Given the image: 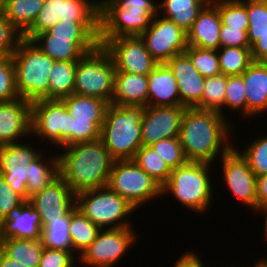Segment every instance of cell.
I'll return each mask as SVG.
<instances>
[{
    "instance_id": "1",
    "label": "cell",
    "mask_w": 267,
    "mask_h": 267,
    "mask_svg": "<svg viewBox=\"0 0 267 267\" xmlns=\"http://www.w3.org/2000/svg\"><path fill=\"white\" fill-rule=\"evenodd\" d=\"M229 121L219 112L186 107L178 138L187 161L213 164L229 152L234 147Z\"/></svg>"
},
{
    "instance_id": "2",
    "label": "cell",
    "mask_w": 267,
    "mask_h": 267,
    "mask_svg": "<svg viewBox=\"0 0 267 267\" xmlns=\"http://www.w3.org/2000/svg\"><path fill=\"white\" fill-rule=\"evenodd\" d=\"M60 149L63 151L57 154L59 176L75 195L107 186L114 160L101 139Z\"/></svg>"
},
{
    "instance_id": "3",
    "label": "cell",
    "mask_w": 267,
    "mask_h": 267,
    "mask_svg": "<svg viewBox=\"0 0 267 267\" xmlns=\"http://www.w3.org/2000/svg\"><path fill=\"white\" fill-rule=\"evenodd\" d=\"M145 107L110 104L101 127V140L115 160H133L142 146L141 123Z\"/></svg>"
},
{
    "instance_id": "4",
    "label": "cell",
    "mask_w": 267,
    "mask_h": 267,
    "mask_svg": "<svg viewBox=\"0 0 267 267\" xmlns=\"http://www.w3.org/2000/svg\"><path fill=\"white\" fill-rule=\"evenodd\" d=\"M211 165L213 164L187 161L173 169L169 180L161 188L162 196L171 193L169 195L174 196L183 207L205 214L211 206L215 192L212 190L214 184L211 179Z\"/></svg>"
},
{
    "instance_id": "5",
    "label": "cell",
    "mask_w": 267,
    "mask_h": 267,
    "mask_svg": "<svg viewBox=\"0 0 267 267\" xmlns=\"http://www.w3.org/2000/svg\"><path fill=\"white\" fill-rule=\"evenodd\" d=\"M11 57L19 97L31 103L49 99V76L54 60L44 54L34 42L24 38Z\"/></svg>"
},
{
    "instance_id": "6",
    "label": "cell",
    "mask_w": 267,
    "mask_h": 267,
    "mask_svg": "<svg viewBox=\"0 0 267 267\" xmlns=\"http://www.w3.org/2000/svg\"><path fill=\"white\" fill-rule=\"evenodd\" d=\"M115 73L110 53L102 45H98L77 61L73 94L102 99L111 104Z\"/></svg>"
},
{
    "instance_id": "7",
    "label": "cell",
    "mask_w": 267,
    "mask_h": 267,
    "mask_svg": "<svg viewBox=\"0 0 267 267\" xmlns=\"http://www.w3.org/2000/svg\"><path fill=\"white\" fill-rule=\"evenodd\" d=\"M76 207L100 229L132 227L128 216L136 209L108 186L76 194Z\"/></svg>"
},
{
    "instance_id": "8",
    "label": "cell",
    "mask_w": 267,
    "mask_h": 267,
    "mask_svg": "<svg viewBox=\"0 0 267 267\" xmlns=\"http://www.w3.org/2000/svg\"><path fill=\"white\" fill-rule=\"evenodd\" d=\"M31 135L59 150L72 145V115L62 100L40 99L31 103Z\"/></svg>"
},
{
    "instance_id": "9",
    "label": "cell",
    "mask_w": 267,
    "mask_h": 267,
    "mask_svg": "<svg viewBox=\"0 0 267 267\" xmlns=\"http://www.w3.org/2000/svg\"><path fill=\"white\" fill-rule=\"evenodd\" d=\"M107 186L138 211L140 206L162 195V187L134 160L113 161Z\"/></svg>"
},
{
    "instance_id": "10",
    "label": "cell",
    "mask_w": 267,
    "mask_h": 267,
    "mask_svg": "<svg viewBox=\"0 0 267 267\" xmlns=\"http://www.w3.org/2000/svg\"><path fill=\"white\" fill-rule=\"evenodd\" d=\"M157 13V9L120 8L113 0H99V45L116 37L140 36Z\"/></svg>"
},
{
    "instance_id": "11",
    "label": "cell",
    "mask_w": 267,
    "mask_h": 267,
    "mask_svg": "<svg viewBox=\"0 0 267 267\" xmlns=\"http://www.w3.org/2000/svg\"><path fill=\"white\" fill-rule=\"evenodd\" d=\"M61 20L71 23H99V0H44L33 25L23 34L32 40Z\"/></svg>"
},
{
    "instance_id": "12",
    "label": "cell",
    "mask_w": 267,
    "mask_h": 267,
    "mask_svg": "<svg viewBox=\"0 0 267 267\" xmlns=\"http://www.w3.org/2000/svg\"><path fill=\"white\" fill-rule=\"evenodd\" d=\"M133 227L101 229L96 239L78 256V263L88 267H112L137 241Z\"/></svg>"
},
{
    "instance_id": "13",
    "label": "cell",
    "mask_w": 267,
    "mask_h": 267,
    "mask_svg": "<svg viewBox=\"0 0 267 267\" xmlns=\"http://www.w3.org/2000/svg\"><path fill=\"white\" fill-rule=\"evenodd\" d=\"M151 56L159 63H166L188 47L187 32L170 19L157 14L149 28L140 35Z\"/></svg>"
},
{
    "instance_id": "14",
    "label": "cell",
    "mask_w": 267,
    "mask_h": 267,
    "mask_svg": "<svg viewBox=\"0 0 267 267\" xmlns=\"http://www.w3.org/2000/svg\"><path fill=\"white\" fill-rule=\"evenodd\" d=\"M25 140L0 146V176L24 200L27 195L28 164L36 160L42 153L24 143Z\"/></svg>"
},
{
    "instance_id": "15",
    "label": "cell",
    "mask_w": 267,
    "mask_h": 267,
    "mask_svg": "<svg viewBox=\"0 0 267 267\" xmlns=\"http://www.w3.org/2000/svg\"><path fill=\"white\" fill-rule=\"evenodd\" d=\"M103 47L110 53L116 72L148 75L159 64L140 36L112 38Z\"/></svg>"
},
{
    "instance_id": "16",
    "label": "cell",
    "mask_w": 267,
    "mask_h": 267,
    "mask_svg": "<svg viewBox=\"0 0 267 267\" xmlns=\"http://www.w3.org/2000/svg\"><path fill=\"white\" fill-rule=\"evenodd\" d=\"M222 163L223 181L226 188L235 196L244 206L257 208L256 199V175L250 169L247 160L240 154L235 146L219 161Z\"/></svg>"
},
{
    "instance_id": "17",
    "label": "cell",
    "mask_w": 267,
    "mask_h": 267,
    "mask_svg": "<svg viewBox=\"0 0 267 267\" xmlns=\"http://www.w3.org/2000/svg\"><path fill=\"white\" fill-rule=\"evenodd\" d=\"M185 106H147L141 123L143 146L159 140L179 137Z\"/></svg>"
},
{
    "instance_id": "18",
    "label": "cell",
    "mask_w": 267,
    "mask_h": 267,
    "mask_svg": "<svg viewBox=\"0 0 267 267\" xmlns=\"http://www.w3.org/2000/svg\"><path fill=\"white\" fill-rule=\"evenodd\" d=\"M29 202L41 217L42 227L64 216L75 204L76 195L59 176L50 185L33 194Z\"/></svg>"
},
{
    "instance_id": "19",
    "label": "cell",
    "mask_w": 267,
    "mask_h": 267,
    "mask_svg": "<svg viewBox=\"0 0 267 267\" xmlns=\"http://www.w3.org/2000/svg\"><path fill=\"white\" fill-rule=\"evenodd\" d=\"M31 136V102L18 98L0 102V146Z\"/></svg>"
},
{
    "instance_id": "20",
    "label": "cell",
    "mask_w": 267,
    "mask_h": 267,
    "mask_svg": "<svg viewBox=\"0 0 267 267\" xmlns=\"http://www.w3.org/2000/svg\"><path fill=\"white\" fill-rule=\"evenodd\" d=\"M31 41L54 61H78L99 45V38H62L47 31L37 34Z\"/></svg>"
},
{
    "instance_id": "21",
    "label": "cell",
    "mask_w": 267,
    "mask_h": 267,
    "mask_svg": "<svg viewBox=\"0 0 267 267\" xmlns=\"http://www.w3.org/2000/svg\"><path fill=\"white\" fill-rule=\"evenodd\" d=\"M42 221L29 200L14 207L0 222V240L9 238L38 240L41 238Z\"/></svg>"
},
{
    "instance_id": "22",
    "label": "cell",
    "mask_w": 267,
    "mask_h": 267,
    "mask_svg": "<svg viewBox=\"0 0 267 267\" xmlns=\"http://www.w3.org/2000/svg\"><path fill=\"white\" fill-rule=\"evenodd\" d=\"M177 80L181 103L194 107L203 95L204 78L193 66L189 56L183 52L165 63Z\"/></svg>"
},
{
    "instance_id": "23",
    "label": "cell",
    "mask_w": 267,
    "mask_h": 267,
    "mask_svg": "<svg viewBox=\"0 0 267 267\" xmlns=\"http://www.w3.org/2000/svg\"><path fill=\"white\" fill-rule=\"evenodd\" d=\"M220 30L221 19L218 9L209 1L187 32L188 45L218 50L221 47Z\"/></svg>"
},
{
    "instance_id": "24",
    "label": "cell",
    "mask_w": 267,
    "mask_h": 267,
    "mask_svg": "<svg viewBox=\"0 0 267 267\" xmlns=\"http://www.w3.org/2000/svg\"><path fill=\"white\" fill-rule=\"evenodd\" d=\"M147 106H184L177 80L165 64H158L148 75Z\"/></svg>"
},
{
    "instance_id": "25",
    "label": "cell",
    "mask_w": 267,
    "mask_h": 267,
    "mask_svg": "<svg viewBox=\"0 0 267 267\" xmlns=\"http://www.w3.org/2000/svg\"><path fill=\"white\" fill-rule=\"evenodd\" d=\"M241 76L245 84L247 118L265 113L267 111V62L253 61Z\"/></svg>"
},
{
    "instance_id": "26",
    "label": "cell",
    "mask_w": 267,
    "mask_h": 267,
    "mask_svg": "<svg viewBox=\"0 0 267 267\" xmlns=\"http://www.w3.org/2000/svg\"><path fill=\"white\" fill-rule=\"evenodd\" d=\"M148 77L127 72H116L111 104L116 106L147 107Z\"/></svg>"
},
{
    "instance_id": "27",
    "label": "cell",
    "mask_w": 267,
    "mask_h": 267,
    "mask_svg": "<svg viewBox=\"0 0 267 267\" xmlns=\"http://www.w3.org/2000/svg\"><path fill=\"white\" fill-rule=\"evenodd\" d=\"M210 0H158L157 14L188 32L199 12ZM163 12V13H162Z\"/></svg>"
},
{
    "instance_id": "28",
    "label": "cell",
    "mask_w": 267,
    "mask_h": 267,
    "mask_svg": "<svg viewBox=\"0 0 267 267\" xmlns=\"http://www.w3.org/2000/svg\"><path fill=\"white\" fill-rule=\"evenodd\" d=\"M75 121L104 122L108 102L89 96L72 94L61 99Z\"/></svg>"
},
{
    "instance_id": "29",
    "label": "cell",
    "mask_w": 267,
    "mask_h": 267,
    "mask_svg": "<svg viewBox=\"0 0 267 267\" xmlns=\"http://www.w3.org/2000/svg\"><path fill=\"white\" fill-rule=\"evenodd\" d=\"M43 153L33 162L28 164L27 175V195L31 197L33 194L41 191L43 188L50 185L56 178L59 177L58 156L46 159Z\"/></svg>"
},
{
    "instance_id": "30",
    "label": "cell",
    "mask_w": 267,
    "mask_h": 267,
    "mask_svg": "<svg viewBox=\"0 0 267 267\" xmlns=\"http://www.w3.org/2000/svg\"><path fill=\"white\" fill-rule=\"evenodd\" d=\"M0 249L11 259L26 267H39L43 253L41 239L26 240L9 238L0 240Z\"/></svg>"
},
{
    "instance_id": "31",
    "label": "cell",
    "mask_w": 267,
    "mask_h": 267,
    "mask_svg": "<svg viewBox=\"0 0 267 267\" xmlns=\"http://www.w3.org/2000/svg\"><path fill=\"white\" fill-rule=\"evenodd\" d=\"M44 0H4V16L24 34L36 20Z\"/></svg>"
},
{
    "instance_id": "32",
    "label": "cell",
    "mask_w": 267,
    "mask_h": 267,
    "mask_svg": "<svg viewBox=\"0 0 267 267\" xmlns=\"http://www.w3.org/2000/svg\"><path fill=\"white\" fill-rule=\"evenodd\" d=\"M101 229L93 224L77 207L71 208L69 233L73 252L78 256L96 239Z\"/></svg>"
},
{
    "instance_id": "33",
    "label": "cell",
    "mask_w": 267,
    "mask_h": 267,
    "mask_svg": "<svg viewBox=\"0 0 267 267\" xmlns=\"http://www.w3.org/2000/svg\"><path fill=\"white\" fill-rule=\"evenodd\" d=\"M77 61H54L49 76V99H63L73 94Z\"/></svg>"
},
{
    "instance_id": "34",
    "label": "cell",
    "mask_w": 267,
    "mask_h": 267,
    "mask_svg": "<svg viewBox=\"0 0 267 267\" xmlns=\"http://www.w3.org/2000/svg\"><path fill=\"white\" fill-rule=\"evenodd\" d=\"M71 209L59 219L49 221L41 230V241L45 248L73 251L69 233Z\"/></svg>"
},
{
    "instance_id": "35",
    "label": "cell",
    "mask_w": 267,
    "mask_h": 267,
    "mask_svg": "<svg viewBox=\"0 0 267 267\" xmlns=\"http://www.w3.org/2000/svg\"><path fill=\"white\" fill-rule=\"evenodd\" d=\"M216 51L220 72L225 76L242 75L254 61L250 48L220 47Z\"/></svg>"
},
{
    "instance_id": "36",
    "label": "cell",
    "mask_w": 267,
    "mask_h": 267,
    "mask_svg": "<svg viewBox=\"0 0 267 267\" xmlns=\"http://www.w3.org/2000/svg\"><path fill=\"white\" fill-rule=\"evenodd\" d=\"M133 160L161 187L169 180L172 170L151 146L142 145Z\"/></svg>"
},
{
    "instance_id": "37",
    "label": "cell",
    "mask_w": 267,
    "mask_h": 267,
    "mask_svg": "<svg viewBox=\"0 0 267 267\" xmlns=\"http://www.w3.org/2000/svg\"><path fill=\"white\" fill-rule=\"evenodd\" d=\"M226 85L227 76L222 73L206 78L201 100L194 107L219 112L223 116Z\"/></svg>"
},
{
    "instance_id": "38",
    "label": "cell",
    "mask_w": 267,
    "mask_h": 267,
    "mask_svg": "<svg viewBox=\"0 0 267 267\" xmlns=\"http://www.w3.org/2000/svg\"><path fill=\"white\" fill-rule=\"evenodd\" d=\"M218 9L221 24L248 30L247 0H210Z\"/></svg>"
},
{
    "instance_id": "39",
    "label": "cell",
    "mask_w": 267,
    "mask_h": 267,
    "mask_svg": "<svg viewBox=\"0 0 267 267\" xmlns=\"http://www.w3.org/2000/svg\"><path fill=\"white\" fill-rule=\"evenodd\" d=\"M185 53L189 56L195 69L204 78H209L221 73L217 51L215 49H201L188 45Z\"/></svg>"
},
{
    "instance_id": "40",
    "label": "cell",
    "mask_w": 267,
    "mask_h": 267,
    "mask_svg": "<svg viewBox=\"0 0 267 267\" xmlns=\"http://www.w3.org/2000/svg\"><path fill=\"white\" fill-rule=\"evenodd\" d=\"M225 107L235 112H240L241 115L243 114L242 117L244 119L247 118L245 84L241 75L227 76V85L223 104V117H227L224 112Z\"/></svg>"
},
{
    "instance_id": "41",
    "label": "cell",
    "mask_w": 267,
    "mask_h": 267,
    "mask_svg": "<svg viewBox=\"0 0 267 267\" xmlns=\"http://www.w3.org/2000/svg\"><path fill=\"white\" fill-rule=\"evenodd\" d=\"M245 146L240 154L247 160L256 177L267 173V134L253 139Z\"/></svg>"
},
{
    "instance_id": "42",
    "label": "cell",
    "mask_w": 267,
    "mask_h": 267,
    "mask_svg": "<svg viewBox=\"0 0 267 267\" xmlns=\"http://www.w3.org/2000/svg\"><path fill=\"white\" fill-rule=\"evenodd\" d=\"M47 32L62 38H99V23H71L61 20Z\"/></svg>"
},
{
    "instance_id": "43",
    "label": "cell",
    "mask_w": 267,
    "mask_h": 267,
    "mask_svg": "<svg viewBox=\"0 0 267 267\" xmlns=\"http://www.w3.org/2000/svg\"><path fill=\"white\" fill-rule=\"evenodd\" d=\"M150 146L167 163L171 170L187 162L178 137L162 139Z\"/></svg>"
},
{
    "instance_id": "44",
    "label": "cell",
    "mask_w": 267,
    "mask_h": 267,
    "mask_svg": "<svg viewBox=\"0 0 267 267\" xmlns=\"http://www.w3.org/2000/svg\"><path fill=\"white\" fill-rule=\"evenodd\" d=\"M15 88V68L11 56L0 57V102L18 99Z\"/></svg>"
},
{
    "instance_id": "45",
    "label": "cell",
    "mask_w": 267,
    "mask_h": 267,
    "mask_svg": "<svg viewBox=\"0 0 267 267\" xmlns=\"http://www.w3.org/2000/svg\"><path fill=\"white\" fill-rule=\"evenodd\" d=\"M23 34L3 15L0 17V56H12Z\"/></svg>"
},
{
    "instance_id": "46",
    "label": "cell",
    "mask_w": 267,
    "mask_h": 267,
    "mask_svg": "<svg viewBox=\"0 0 267 267\" xmlns=\"http://www.w3.org/2000/svg\"><path fill=\"white\" fill-rule=\"evenodd\" d=\"M103 122L75 121L72 116V144L95 141L101 138Z\"/></svg>"
},
{
    "instance_id": "47",
    "label": "cell",
    "mask_w": 267,
    "mask_h": 267,
    "mask_svg": "<svg viewBox=\"0 0 267 267\" xmlns=\"http://www.w3.org/2000/svg\"><path fill=\"white\" fill-rule=\"evenodd\" d=\"M247 14V32H262L267 28V0H247Z\"/></svg>"
},
{
    "instance_id": "48",
    "label": "cell",
    "mask_w": 267,
    "mask_h": 267,
    "mask_svg": "<svg viewBox=\"0 0 267 267\" xmlns=\"http://www.w3.org/2000/svg\"><path fill=\"white\" fill-rule=\"evenodd\" d=\"M77 259L78 256L73 251H60L44 247L39 267H76L74 263L78 261Z\"/></svg>"
},
{
    "instance_id": "49",
    "label": "cell",
    "mask_w": 267,
    "mask_h": 267,
    "mask_svg": "<svg viewBox=\"0 0 267 267\" xmlns=\"http://www.w3.org/2000/svg\"><path fill=\"white\" fill-rule=\"evenodd\" d=\"M247 31L248 30H240V28H229L221 24L220 46L251 48Z\"/></svg>"
},
{
    "instance_id": "50",
    "label": "cell",
    "mask_w": 267,
    "mask_h": 267,
    "mask_svg": "<svg viewBox=\"0 0 267 267\" xmlns=\"http://www.w3.org/2000/svg\"><path fill=\"white\" fill-rule=\"evenodd\" d=\"M23 201L24 199L15 193L0 176V222L6 218L14 207L20 205Z\"/></svg>"
},
{
    "instance_id": "51",
    "label": "cell",
    "mask_w": 267,
    "mask_h": 267,
    "mask_svg": "<svg viewBox=\"0 0 267 267\" xmlns=\"http://www.w3.org/2000/svg\"><path fill=\"white\" fill-rule=\"evenodd\" d=\"M255 62H267V28L262 32H247Z\"/></svg>"
},
{
    "instance_id": "52",
    "label": "cell",
    "mask_w": 267,
    "mask_h": 267,
    "mask_svg": "<svg viewBox=\"0 0 267 267\" xmlns=\"http://www.w3.org/2000/svg\"><path fill=\"white\" fill-rule=\"evenodd\" d=\"M193 251V252H192ZM189 250L186 253L182 252V256L178 258V260L173 263V267H204V263L201 260V256L197 253H194V250Z\"/></svg>"
},
{
    "instance_id": "53",
    "label": "cell",
    "mask_w": 267,
    "mask_h": 267,
    "mask_svg": "<svg viewBox=\"0 0 267 267\" xmlns=\"http://www.w3.org/2000/svg\"><path fill=\"white\" fill-rule=\"evenodd\" d=\"M120 8L128 9H157L155 0H113ZM154 1V2H153Z\"/></svg>"
},
{
    "instance_id": "54",
    "label": "cell",
    "mask_w": 267,
    "mask_h": 267,
    "mask_svg": "<svg viewBox=\"0 0 267 267\" xmlns=\"http://www.w3.org/2000/svg\"><path fill=\"white\" fill-rule=\"evenodd\" d=\"M257 208L267 205V173L256 177Z\"/></svg>"
},
{
    "instance_id": "55",
    "label": "cell",
    "mask_w": 267,
    "mask_h": 267,
    "mask_svg": "<svg viewBox=\"0 0 267 267\" xmlns=\"http://www.w3.org/2000/svg\"><path fill=\"white\" fill-rule=\"evenodd\" d=\"M0 267H26V266H23L16 260L11 259L0 249Z\"/></svg>"
},
{
    "instance_id": "56",
    "label": "cell",
    "mask_w": 267,
    "mask_h": 267,
    "mask_svg": "<svg viewBox=\"0 0 267 267\" xmlns=\"http://www.w3.org/2000/svg\"><path fill=\"white\" fill-rule=\"evenodd\" d=\"M260 211V213H262L261 215H262V217H264V215H265V217H264V229H263V231H264V237H265V239H266V241H267V205H264V206H261V207H258V208H256V212H257V214H258V212Z\"/></svg>"
},
{
    "instance_id": "57",
    "label": "cell",
    "mask_w": 267,
    "mask_h": 267,
    "mask_svg": "<svg viewBox=\"0 0 267 267\" xmlns=\"http://www.w3.org/2000/svg\"><path fill=\"white\" fill-rule=\"evenodd\" d=\"M253 267H267V259L263 257V259H257V262L255 265L253 264Z\"/></svg>"
},
{
    "instance_id": "58",
    "label": "cell",
    "mask_w": 267,
    "mask_h": 267,
    "mask_svg": "<svg viewBox=\"0 0 267 267\" xmlns=\"http://www.w3.org/2000/svg\"><path fill=\"white\" fill-rule=\"evenodd\" d=\"M4 15V0H0V17Z\"/></svg>"
},
{
    "instance_id": "59",
    "label": "cell",
    "mask_w": 267,
    "mask_h": 267,
    "mask_svg": "<svg viewBox=\"0 0 267 267\" xmlns=\"http://www.w3.org/2000/svg\"><path fill=\"white\" fill-rule=\"evenodd\" d=\"M204 267H206V266L204 265ZM226 267H228V266H226ZM230 267H239V266H236V265H235V266H232V265H231Z\"/></svg>"
}]
</instances>
